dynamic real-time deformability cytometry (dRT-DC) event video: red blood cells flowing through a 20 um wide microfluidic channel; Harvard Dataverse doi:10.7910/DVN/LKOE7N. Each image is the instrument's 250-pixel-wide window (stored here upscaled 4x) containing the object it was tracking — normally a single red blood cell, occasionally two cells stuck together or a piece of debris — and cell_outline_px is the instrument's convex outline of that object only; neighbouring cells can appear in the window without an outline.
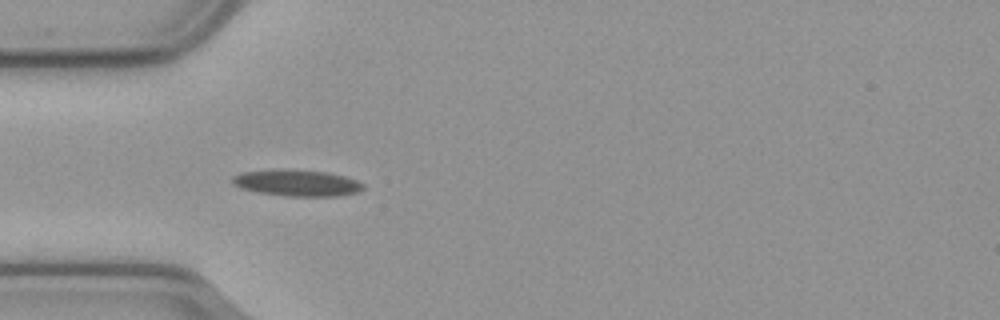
{"species": "common noctule bat (a hibernating species)", "species_latin": "Nyctalus noctula", "temperature_condition": "cold", "stored_images_in_passage": 41, "camera_frame_rate_fps": 3000, "um_per_image_px": 0.085, "animal": {"sex": "male", "body_mass_g": 23.1, "forearm_length_mm": 52.7}, "frame": {"image": 1, "passage_image": 1, "time_ms": 0.0, "image_size_px": [1000, 320], "cell_outline_px": [[364, 188], [356, 192], [336, 196], [288, 196], [256, 192], [240, 188], [232, 184], [232, 176], [244, 172], [284, 168], [328, 172], [344, 176], [356, 180], [364, 184]], "centroid_in_image_um": [25.21, 15.54], "position_along_channel_um": 59.8, "area_um2": 20.23}}
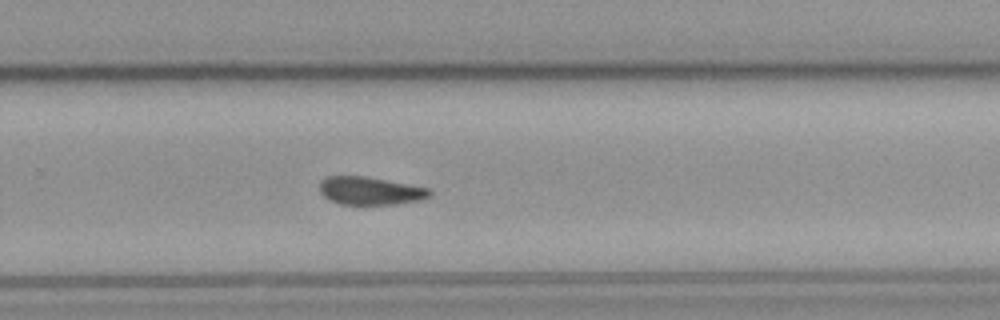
{"frame": {"image": 2, "passage_image": 21, "time_ms": 6.667, "image_size_px": [1000, 320], "cell_outline_px": [[432, 196], [420, 200], [396, 204], [364, 208], [340, 204], [328, 200], [320, 192], [320, 184], [328, 176], [364, 176], [428, 188], [432, 192]], "centroid_in_image_um": [31.46, 16.28], "position_along_channel_um": 298.3, "area_um2": 18.55}}
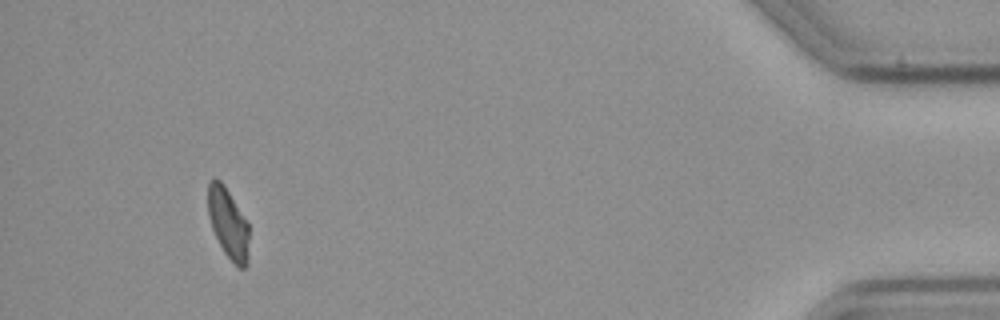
{"frame": {"image": 3, "passage_image": 37, "time_ms": 12.0, "image_size_px": [1000, 320], "cell_outline_px": [[248, 264], [244, 268], [240, 268], [224, 252], [212, 228], [208, 216], [208, 180], [212, 176], [220, 180], [224, 184], [248, 224]], "centroid_in_image_um": [19.37, 18.94], "position_along_channel_um": 415.8, "area_um2": 16.65}, "authors_computed_cell_mechanics": {"area_um2": 18.6116, "velocity_mm_per_s": 3.6032, "shape_relaxation_time_tau1_ms": 7.5608, "shape_relaxation_time_tau2_ms": 7.3154, "deformation_change_tau1": 0.1616, "deformation_change_tau2": 0.1305}}